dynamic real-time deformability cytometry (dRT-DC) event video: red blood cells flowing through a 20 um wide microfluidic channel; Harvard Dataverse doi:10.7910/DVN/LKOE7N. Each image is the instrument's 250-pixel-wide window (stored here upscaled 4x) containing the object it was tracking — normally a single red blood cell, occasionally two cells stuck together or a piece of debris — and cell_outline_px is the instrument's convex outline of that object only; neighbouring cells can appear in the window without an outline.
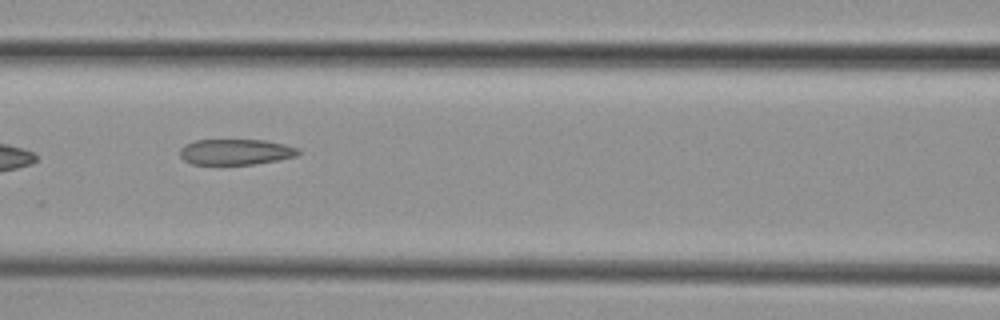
{"species": "common noctule bat (a hibernating species)", "species_latin": "Nyctalus noctula", "temperature_condition": "cold", "stored_images_in_passage": 6, "camera_frame_rate_fps": 3000, "um_per_image_px": 0.085, "animal": {"sex": "female", "body_mass_g": 29.2, "forearm_length_mm": 56.3}, "frame": {"image": 1, "passage_image": 3, "time_ms": 2.667, "image_size_px": [1000, 320], "cell_outline_px": [[300, 152], [296, 156], [256, 164], [192, 164], [184, 160], [180, 156], [180, 148], [184, 144], [196, 140], [264, 140], [284, 144], [296, 148]], "centroid_in_image_um": [19.99, 12.91], "position_along_channel_um": 146.6, "area_um2": 17.63}}
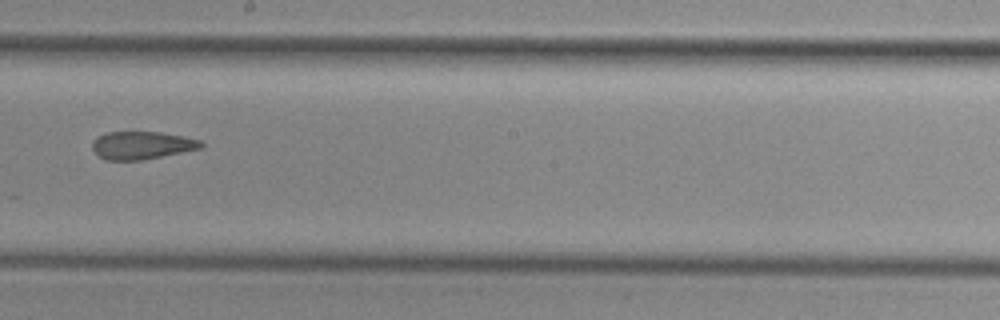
{"frame": {"image": 2, "passage_image": 5, "time_ms": 5.0, "image_size_px": [1000, 320], "cell_outline_px": [[204, 148], [144, 160], [104, 160], [92, 148], [92, 140], [96, 136], [108, 132], [160, 132], [184, 136], [200, 140], [204, 144]], "centroid_in_image_um": [12.08, 12.35], "position_along_channel_um": 236.1, "area_um2": 17.86}}
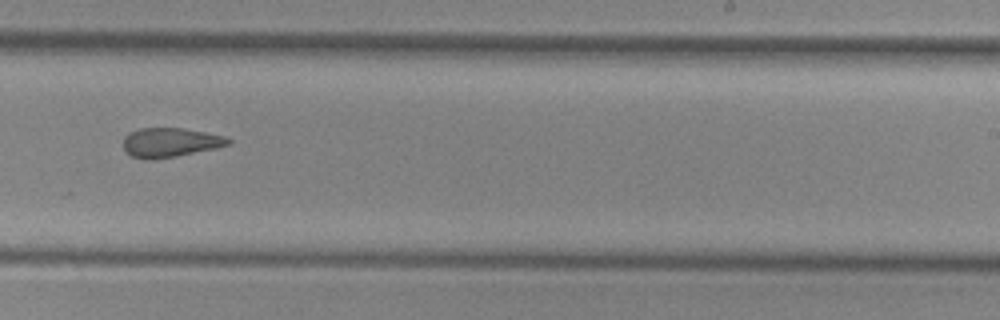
{"frame": {"image": 3, "passage_image": 6, "time_ms": 6.0, "image_size_px": [1000, 320], "cell_outline_px": [[232, 144], [216, 148], [176, 156], [152, 160], [144, 160], [132, 156], [124, 148], [124, 136], [128, 132], [140, 128], [184, 128], [224, 136], [232, 140]], "centroid_in_image_um": [14.47, 12.11], "position_along_channel_um": 274.5, "area_um2": 17.98}}